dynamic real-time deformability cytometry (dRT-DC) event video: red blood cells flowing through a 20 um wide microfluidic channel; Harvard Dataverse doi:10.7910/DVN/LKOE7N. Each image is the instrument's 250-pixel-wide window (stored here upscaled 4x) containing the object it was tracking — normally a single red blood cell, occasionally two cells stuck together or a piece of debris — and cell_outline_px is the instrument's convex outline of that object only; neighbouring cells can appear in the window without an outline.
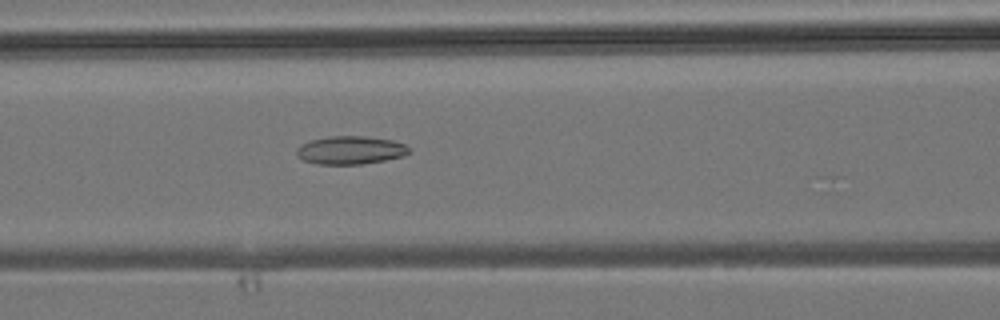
{"species": "common noctule bat (a hibernating species)", "species_latin": "Nyctalus noctula", "temperature_condition": "room temperature", "stored_images_in_passage": 25, "camera_frame_rate_fps": 3000, "um_per_image_px": 0.085, "animal": {"sex": "male", "body_mass_g": 19.2, "forearm_length_mm": 51.8}, "frame": {"image": 1, "passage_image": 5, "time_ms": 1.333, "image_size_px": [1000, 320], "cell_outline_px": [[412, 152], [404, 156], [384, 160], [360, 164], [316, 164], [304, 160], [296, 156], [296, 148], [300, 144], [312, 140], [328, 136], [364, 136], [392, 140], [404, 144]], "centroid_in_image_um": [29.77, 12.76], "position_along_channel_um": 136.8, "area_um2": 18.5}}
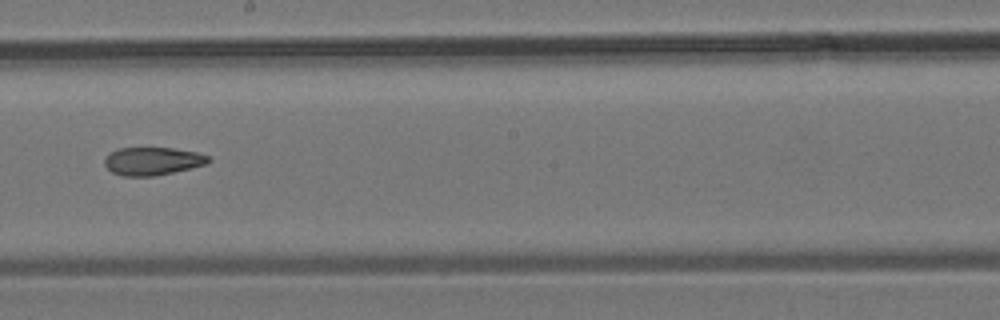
{"frame": {"image": 2, "passage_image": 11, "time_ms": 3.333, "image_size_px": [1000, 320], "cell_outline_px": [[212, 160], [204, 164], [172, 172], [152, 176], [124, 176], [112, 172], [104, 164], [104, 156], [120, 148], [172, 148], [196, 152], [208, 156]], "centroid_in_image_um": [12.93, 13.69], "position_along_channel_um": 235.3, "area_um2": 16.65}}
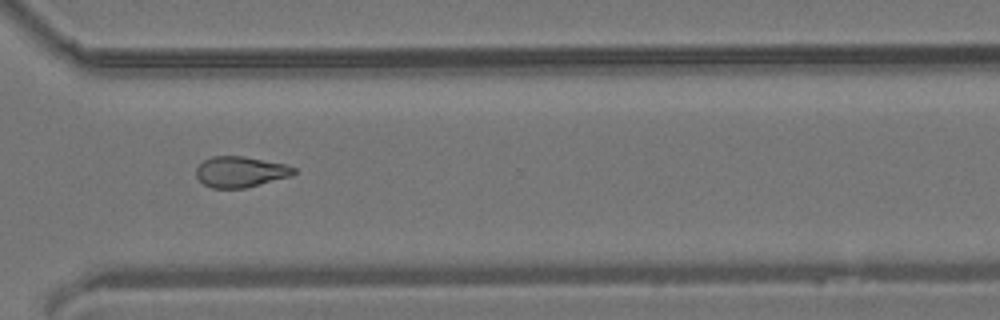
{"frame": {"image": 3, "passage_image": 18, "time_ms": 5.667, "image_size_px": [1000, 320], "cell_outline_px": [[296, 172], [292, 176], [244, 188], [212, 188], [204, 184], [196, 176], [196, 168], [204, 160], [212, 156], [244, 156], [288, 164], [296, 168]], "centroid_in_image_um": [20.47, 14.59], "position_along_channel_um": 350.1, "area_um2": 17.63}}